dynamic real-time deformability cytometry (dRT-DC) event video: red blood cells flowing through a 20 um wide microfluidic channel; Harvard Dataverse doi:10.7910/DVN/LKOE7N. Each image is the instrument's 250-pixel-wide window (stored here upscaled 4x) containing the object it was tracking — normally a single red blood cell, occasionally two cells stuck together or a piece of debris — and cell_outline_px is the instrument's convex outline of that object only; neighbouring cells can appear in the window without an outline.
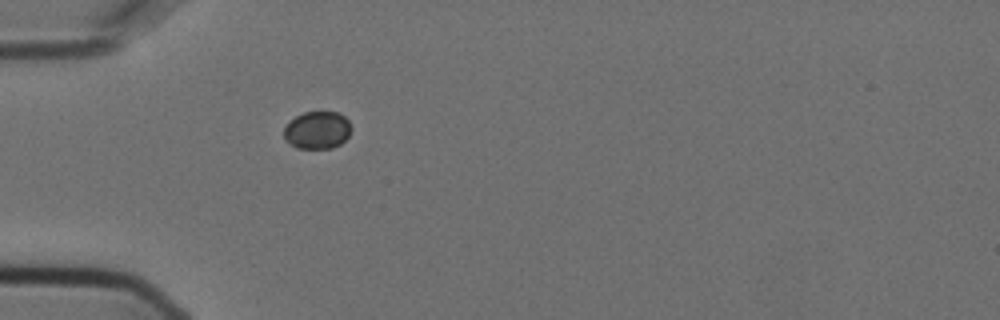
{"species": "Egyptian fruit bat (a non-hibernating species)", "species_latin": "Rousettus aegyptiacus", "temperature_condition": "cold", "stored_images_in_passage": 1, "camera_frame_rate_fps": 3000, "um_per_image_px": 0.085, "animal": {"sex": "female"}, "frame": {"image": 1, "passage_image": 1, "time_ms": 0.0, "image_size_px": [1000, 320], "cell_outline_px": [[352, 128], [348, 136], [340, 144], [332, 148], [296, 148], [284, 140], [284, 128], [296, 116], [304, 112], [340, 112], [348, 120]], "centroid_in_image_um": [26.98, 11.06], "position_along_channel_um": 58.0, "area_um2": 14.74}}